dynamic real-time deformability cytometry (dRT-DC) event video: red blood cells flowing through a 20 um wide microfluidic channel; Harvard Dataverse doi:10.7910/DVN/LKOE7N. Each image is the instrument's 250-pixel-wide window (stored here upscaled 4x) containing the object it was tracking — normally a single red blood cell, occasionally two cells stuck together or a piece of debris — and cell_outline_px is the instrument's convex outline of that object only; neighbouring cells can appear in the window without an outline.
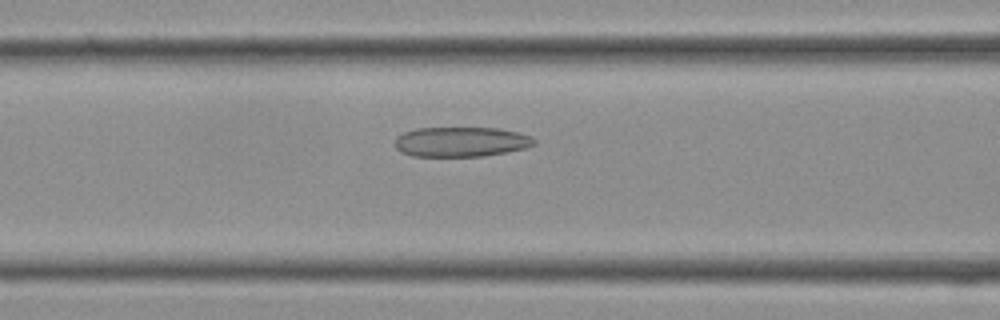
{"species": "Egyptian fruit bat (a non-hibernating species)", "species_latin": "Rousettus aegyptiacus", "temperature_condition": "cold", "stored_images_in_passage": 37, "camera_frame_rate_fps": 3000, "um_per_image_px": 0.085, "frame": {"image": 1, "passage_image": 15, "time_ms": 4.667, "image_size_px": [1000, 320], "cell_outline_px": [[536, 144], [528, 148], [484, 156], [412, 156], [400, 152], [396, 148], [396, 136], [404, 132], [416, 128], [500, 128], [520, 132], [532, 136], [536, 140]], "centroid_in_image_um": [39.24, 12.05], "position_along_channel_um": 127.4, "area_um2": 24.51}}
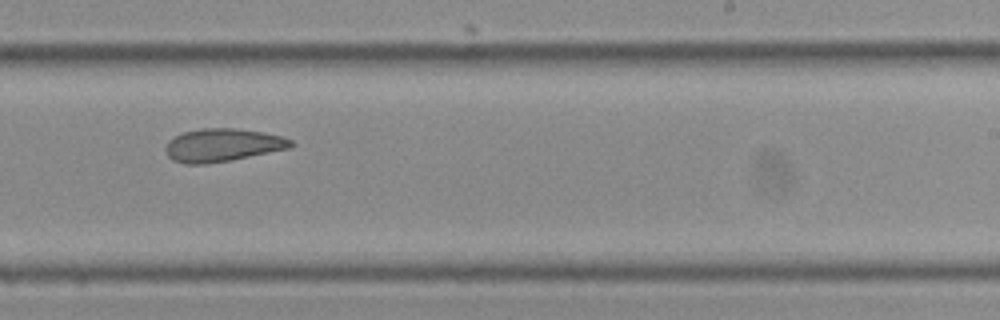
{"frame": {"image": 2, "passage_image": 23, "time_ms": 7.333, "image_size_px": [1000, 320], "cell_outline_px": [[292, 148], [232, 160], [204, 164], [184, 164], [172, 160], [168, 156], [164, 148], [168, 140], [184, 132], [204, 128], [236, 128], [264, 132], [280, 136], [292, 140]], "centroid_in_image_um": [18.91, 12.34], "position_along_channel_um": 270.1, "area_um2": 24.22}}
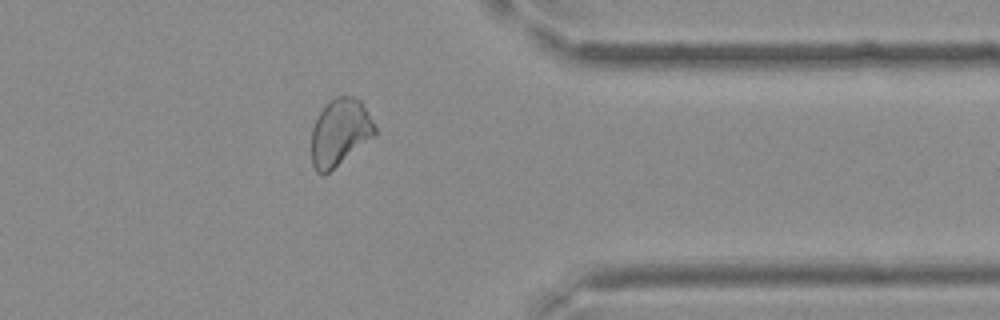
{"frame": {"image": 3, "passage_image": 30, "time_ms": 9.667, "image_size_px": [1000, 320], "cell_outline_px": [[376, 136], [324, 176], [316, 172], [312, 164], [312, 128], [320, 112], [336, 96], [352, 96], [360, 100], [372, 120], [376, 128]], "centroid_in_image_um": [28.9, 11.29], "position_along_channel_um": 382.5, "area_um2": 24.68}}